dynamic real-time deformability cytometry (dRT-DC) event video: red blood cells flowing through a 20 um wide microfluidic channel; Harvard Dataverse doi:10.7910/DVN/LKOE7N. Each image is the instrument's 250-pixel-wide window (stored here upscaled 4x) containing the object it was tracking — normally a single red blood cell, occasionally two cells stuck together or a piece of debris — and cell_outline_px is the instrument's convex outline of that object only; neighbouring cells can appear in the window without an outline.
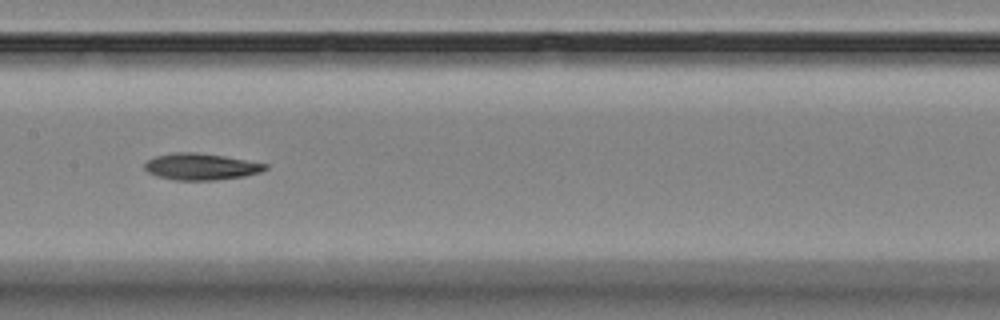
{"species": "Egyptian fruit bat (a non-hibernating species)", "species_latin": "Rousettus aegyptiacus", "temperature_condition": "room temperature", "stored_images_in_passage": 18, "segment_of_instrument_passage": [1, 2], "camera_frame_rate_fps": 3000, "um_per_image_px": 0.085, "animal": {"sex": "female"}, "frame": {"image": 1, "passage_image": 9, "time_ms": 9.0, "image_size_px": [1000, 320], "cell_outline_px": [[268, 168], [260, 172], [244, 176], [216, 180], [176, 180], [156, 176], [148, 172], [144, 168], [144, 164], [148, 160], [156, 156], [172, 152], [196, 152], [224, 156], [268, 164]], "centroid_in_image_um": [17.07, 14.16], "position_along_channel_um": 190.3, "area_um2": 18.67}}
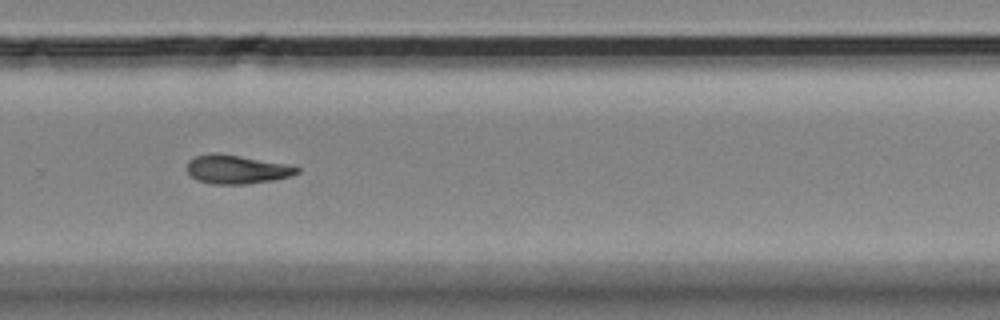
{"frame": {"image": 2, "passage_image": 12, "time_ms": 12.333, "image_size_px": [1000, 320], "cell_outline_px": [[300, 172], [292, 176], [276, 180], [248, 184], [212, 184], [196, 180], [188, 172], [188, 160], [196, 156], [212, 152], [216, 152], [288, 164], [300, 168]], "centroid_in_image_um": [20.15, 14.4], "position_along_channel_um": 309.6, "area_um2": 18.61}}
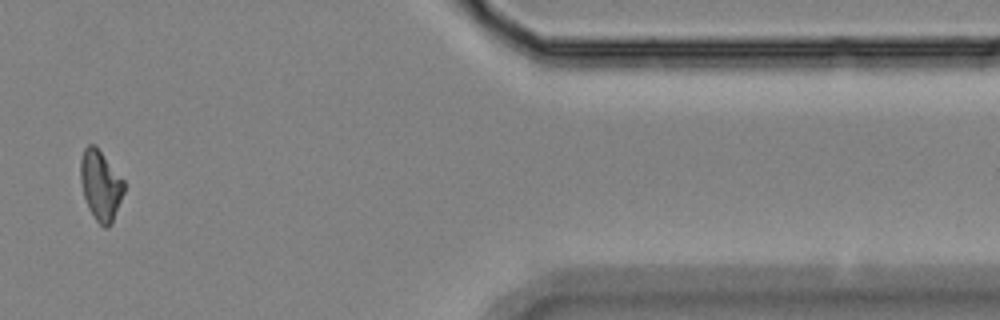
{"frame": {"image": 3, "passage_image": 15, "time_ms": 16.0, "image_size_px": [1000, 320], "cell_outline_px": [[124, 192], [112, 224], [108, 228], [104, 228], [96, 220], [88, 208], [84, 196], [80, 180], [80, 160], [84, 148], [88, 144], [92, 144], [100, 152], [124, 180]], "centroid_in_image_um": [8.54, 15.79], "position_along_channel_um": 402.9, "area_um2": 17.57}}